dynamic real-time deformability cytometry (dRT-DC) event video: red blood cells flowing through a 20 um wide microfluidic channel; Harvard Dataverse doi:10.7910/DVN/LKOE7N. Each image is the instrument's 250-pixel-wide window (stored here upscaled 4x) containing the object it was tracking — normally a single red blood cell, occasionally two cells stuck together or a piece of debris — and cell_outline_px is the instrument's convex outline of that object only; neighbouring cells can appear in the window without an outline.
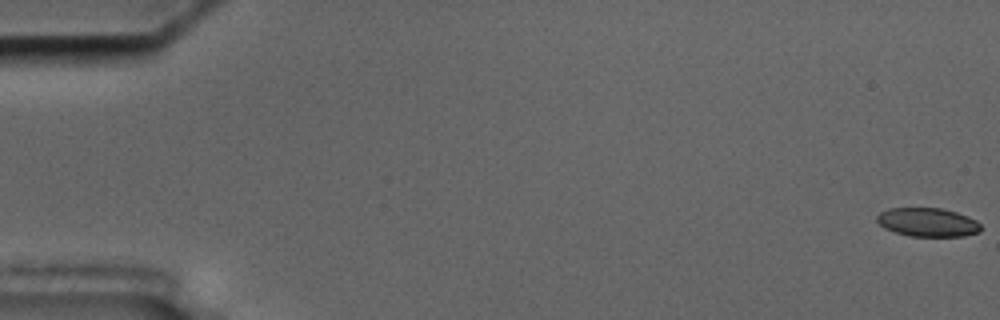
{"species": "common noctule bat (a hibernating species)", "species_latin": "Nyctalus noctula", "temperature_condition": "cold", "stored_images_in_passage": 36, "camera_frame_rate_fps": 3000, "um_per_image_px": 0.085, "animal": {"sex": "male", "body_mass_g": 17.5, "forearm_length_mm": 52.3}, "frame": {"image": 1, "passage_image": 1, "time_ms": 0.0, "image_size_px": [1000, 320], "cell_outline_px": [[980, 232], [964, 236], [908, 236], [884, 228], [876, 220], [876, 216], [880, 212], [888, 208], [940, 208], [956, 212], [968, 216], [976, 220], [980, 224]], "centroid_in_image_um": [78.84, 18.89], "position_along_channel_um": 6.2, "area_um2": 17.4}}
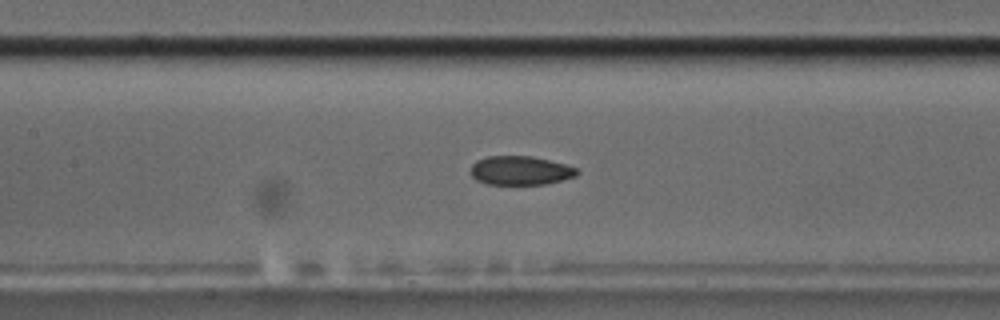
{"frame": {"image": 2, "passage_image": 27, "time_ms": 8.667, "image_size_px": [1000, 320], "cell_outline_px": [[580, 172], [576, 176], [544, 184], [488, 184], [476, 180], [472, 176], [472, 164], [476, 160], [488, 156], [532, 156], [564, 164], [576, 168]], "centroid_in_image_um": [44.22, 14.49], "position_along_channel_um": 163.2, "area_um2": 17.74}}
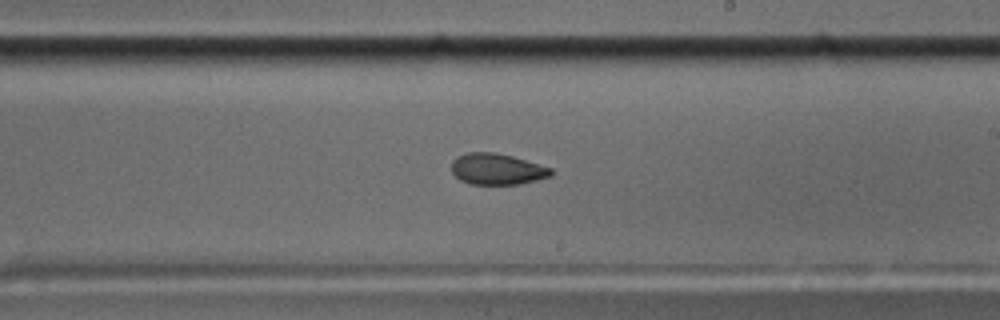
{"frame": {"image": 3, "passage_image": 34, "time_ms": 11.0, "image_size_px": [1000, 320], "cell_outline_px": [[556, 172], [552, 176], [520, 184], [472, 184], [460, 180], [452, 172], [452, 160], [456, 156], [468, 152], [496, 152], [512, 156], [552, 168]], "centroid_in_image_um": [42.27, 14.37], "position_along_channel_um": 246.7, "area_um2": 18.21}}